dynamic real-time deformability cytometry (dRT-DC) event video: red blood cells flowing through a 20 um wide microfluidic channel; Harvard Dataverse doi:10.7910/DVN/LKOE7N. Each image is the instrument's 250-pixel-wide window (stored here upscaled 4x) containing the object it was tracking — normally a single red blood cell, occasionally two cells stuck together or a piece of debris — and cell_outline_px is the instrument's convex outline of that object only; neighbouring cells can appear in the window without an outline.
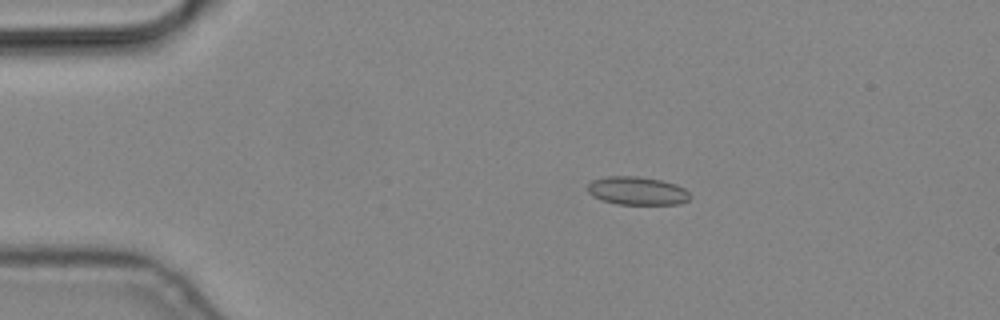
{"species": "common noctule bat (a hibernating species)", "species_latin": "Nyctalus noctula", "temperature_condition": "cold", "stored_images_in_passage": 4, "camera_frame_rate_fps": 3000, "um_per_image_px": 0.085, "animal": {"sex": "male", "body_mass_g": 19.2, "forearm_length_mm": 51.8}, "frame": {"image": 1, "passage_image": 2, "time_ms": 0.333, "image_size_px": [1000, 320], "cell_outline_px": [[692, 196], [688, 200], [680, 204], [616, 204], [592, 196], [588, 192], [588, 184], [592, 180], [608, 176], [636, 176], [660, 180], [676, 184], [684, 188]], "centroid_in_image_um": [54.17, 16.22], "position_along_channel_um": 30.8, "area_um2": 16.82}}
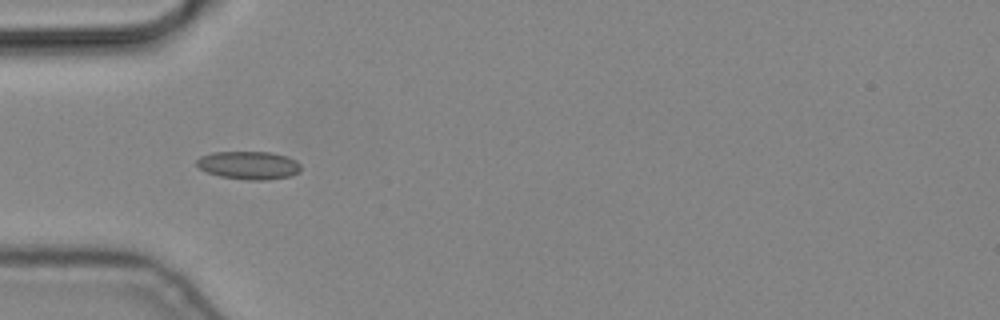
{"frame": {"image": 2, "passage_image": 4, "time_ms": 1.0, "image_size_px": [1000, 320], "cell_outline_px": [[300, 172], [288, 176], [268, 180], [248, 180], [220, 176], [208, 172], [200, 168], [196, 164], [196, 160], [200, 156], [212, 152], [268, 152], [288, 156], [296, 160], [300, 164]], "centroid_in_image_um": [21.15, 14.04], "position_along_channel_um": 63.8, "area_um2": 17.05}}